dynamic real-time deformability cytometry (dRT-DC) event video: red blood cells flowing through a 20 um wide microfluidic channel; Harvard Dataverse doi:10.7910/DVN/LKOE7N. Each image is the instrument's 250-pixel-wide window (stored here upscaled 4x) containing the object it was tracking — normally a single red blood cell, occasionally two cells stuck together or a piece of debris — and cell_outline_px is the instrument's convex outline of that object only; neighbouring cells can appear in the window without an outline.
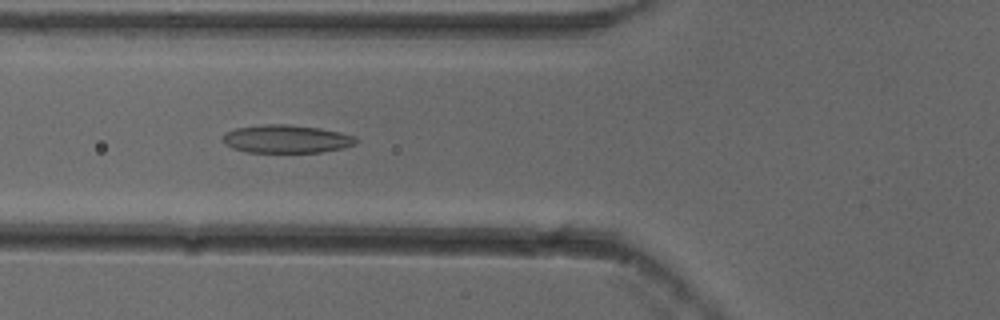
{"species": "common noctule bat (a hibernating species)", "species_latin": "Nyctalus noctula", "temperature_condition": "cold", "stored_images_in_passage": 37, "camera_frame_rate_fps": 3000, "um_per_image_px": 0.085, "animal": {"sex": "female"}, "frame": {"image": 1, "passage_image": 7, "time_ms": 2.0, "image_size_px": [1000, 320], "cell_outline_px": [[360, 140], [356, 144], [344, 148], [320, 152], [248, 152], [232, 148], [224, 144], [224, 136], [228, 132], [236, 128], [264, 124], [288, 124], [320, 128], [340, 132], [356, 136]], "centroid_in_image_um": [24.41, 11.81], "position_along_channel_um": 101.4, "area_um2": 21.85}}
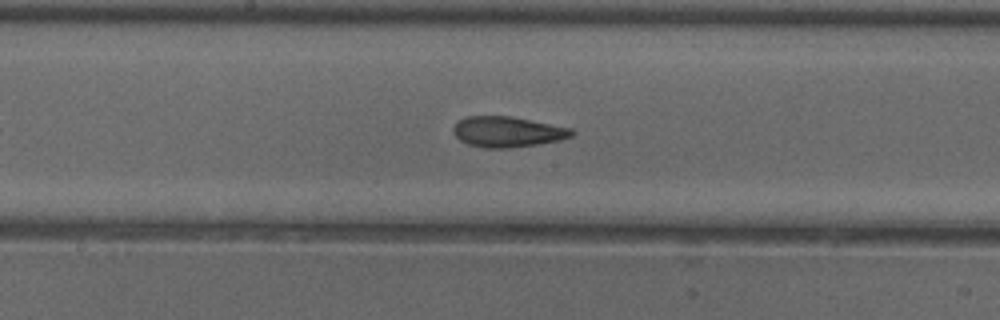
{"frame": {"image": 2, "passage_image": 15, "time_ms": 4.667, "image_size_px": [1000, 320], "cell_outline_px": [[576, 132], [572, 136], [560, 140], [536, 144], [508, 148], [484, 148], [468, 144], [460, 140], [452, 132], [452, 128], [456, 120], [464, 116], [512, 116], [572, 128]], "centroid_in_image_um": [43.1, 11.19], "position_along_channel_um": 205.1, "area_um2": 21.33}}
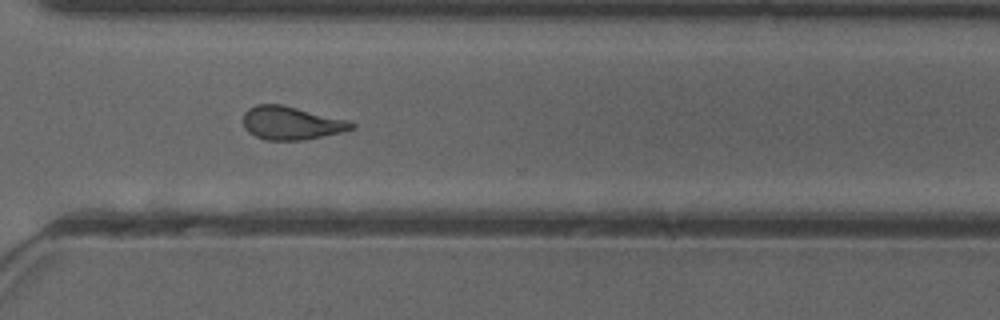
{"frame": {"image": 3, "passage_image": 26, "time_ms": 8.333, "image_size_px": [1000, 320], "cell_outline_px": [[356, 128], [340, 132], [304, 140], [268, 140], [256, 136], [248, 132], [244, 128], [244, 112], [248, 108], [256, 104], [284, 104], [352, 120], [356, 124]], "centroid_in_image_um": [24.81, 10.43], "position_along_channel_um": 345.8, "area_um2": 21.39}, "authors_computed_cell_mechanics": {"area_um2": 21.0392, "velocity_mm_per_s": 3.8588, "shape_relaxation_time_tau1_ms": 10.2115, "shape_relaxation_time_tau2_ms": 2.9701, "deformation_change_tau1": 0.2157, "deformation_change_tau2": 0.1216}}